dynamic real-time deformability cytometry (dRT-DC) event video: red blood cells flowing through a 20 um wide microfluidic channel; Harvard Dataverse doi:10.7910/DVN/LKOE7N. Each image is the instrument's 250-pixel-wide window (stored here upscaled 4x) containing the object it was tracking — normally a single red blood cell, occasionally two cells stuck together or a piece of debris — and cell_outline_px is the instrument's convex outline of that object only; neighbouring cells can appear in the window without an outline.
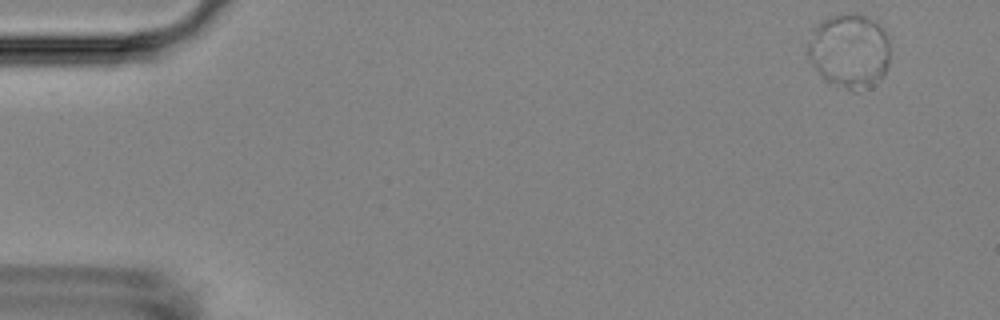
{"species": "Egyptian fruit bat (a non-hibernating species)", "species_latin": "Rousettus aegyptiacus", "temperature_condition": "room temperature", "stored_images_in_passage": 5, "camera_frame_rate_fps": 3000, "um_per_image_px": 0.085, "animal": {"sex": "female"}, "frame": {"image": 1, "passage_image": 1, "time_ms": 0.0, "image_size_px": [1000, 320], "cell_outline_px": [[888, 68], [872, 88], [856, 92], [852, 92], [828, 84], [824, 80], [812, 64], [808, 56], [808, 44], [812, 28], [828, 16], [864, 16], [880, 24], [888, 40]], "centroid_in_image_um": [72.18, 4.41], "position_along_channel_um": 12.8, "area_um2": 35.78}}